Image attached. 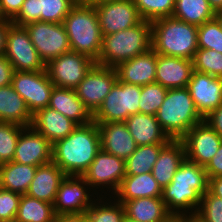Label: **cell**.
Masks as SVG:
<instances>
[{"mask_svg":"<svg viewBox=\"0 0 222 222\" xmlns=\"http://www.w3.org/2000/svg\"><path fill=\"white\" fill-rule=\"evenodd\" d=\"M208 184L205 168L185 159L172 181L162 190V200L167 211L174 218L186 215L185 209H196L190 212V215H196L197 206H200L202 196L208 191Z\"/></svg>","mask_w":222,"mask_h":222,"instance_id":"obj_2","label":"cell"},{"mask_svg":"<svg viewBox=\"0 0 222 222\" xmlns=\"http://www.w3.org/2000/svg\"><path fill=\"white\" fill-rule=\"evenodd\" d=\"M5 21H6V18L2 14V11H1V8H0V23L5 22Z\"/></svg>","mask_w":222,"mask_h":222,"instance_id":"obj_53","label":"cell"},{"mask_svg":"<svg viewBox=\"0 0 222 222\" xmlns=\"http://www.w3.org/2000/svg\"><path fill=\"white\" fill-rule=\"evenodd\" d=\"M101 149L126 160L136 150V143L124 122L97 123Z\"/></svg>","mask_w":222,"mask_h":222,"instance_id":"obj_22","label":"cell"},{"mask_svg":"<svg viewBox=\"0 0 222 222\" xmlns=\"http://www.w3.org/2000/svg\"><path fill=\"white\" fill-rule=\"evenodd\" d=\"M117 80L115 68L95 64L74 90L93 115Z\"/></svg>","mask_w":222,"mask_h":222,"instance_id":"obj_12","label":"cell"},{"mask_svg":"<svg viewBox=\"0 0 222 222\" xmlns=\"http://www.w3.org/2000/svg\"><path fill=\"white\" fill-rule=\"evenodd\" d=\"M53 144L32 127H25L17 141L13 161L40 166L52 161Z\"/></svg>","mask_w":222,"mask_h":222,"instance_id":"obj_19","label":"cell"},{"mask_svg":"<svg viewBox=\"0 0 222 222\" xmlns=\"http://www.w3.org/2000/svg\"><path fill=\"white\" fill-rule=\"evenodd\" d=\"M157 54L151 49L115 67L118 80L144 86L156 79Z\"/></svg>","mask_w":222,"mask_h":222,"instance_id":"obj_20","label":"cell"},{"mask_svg":"<svg viewBox=\"0 0 222 222\" xmlns=\"http://www.w3.org/2000/svg\"><path fill=\"white\" fill-rule=\"evenodd\" d=\"M83 184L89 186L82 176L67 175L64 178L53 204L56 216L86 213L93 202Z\"/></svg>","mask_w":222,"mask_h":222,"instance_id":"obj_16","label":"cell"},{"mask_svg":"<svg viewBox=\"0 0 222 222\" xmlns=\"http://www.w3.org/2000/svg\"><path fill=\"white\" fill-rule=\"evenodd\" d=\"M193 71L192 60L157 54L155 82L167 89L187 87Z\"/></svg>","mask_w":222,"mask_h":222,"instance_id":"obj_21","label":"cell"},{"mask_svg":"<svg viewBox=\"0 0 222 222\" xmlns=\"http://www.w3.org/2000/svg\"><path fill=\"white\" fill-rule=\"evenodd\" d=\"M101 150L97 123L78 125L67 137L56 141L52 161L66 174L82 176Z\"/></svg>","mask_w":222,"mask_h":222,"instance_id":"obj_1","label":"cell"},{"mask_svg":"<svg viewBox=\"0 0 222 222\" xmlns=\"http://www.w3.org/2000/svg\"><path fill=\"white\" fill-rule=\"evenodd\" d=\"M15 220L18 222H55L54 206L23 194Z\"/></svg>","mask_w":222,"mask_h":222,"instance_id":"obj_33","label":"cell"},{"mask_svg":"<svg viewBox=\"0 0 222 222\" xmlns=\"http://www.w3.org/2000/svg\"><path fill=\"white\" fill-rule=\"evenodd\" d=\"M120 203L138 198L162 197V189L151 172L126 175L115 193Z\"/></svg>","mask_w":222,"mask_h":222,"instance_id":"obj_30","label":"cell"},{"mask_svg":"<svg viewBox=\"0 0 222 222\" xmlns=\"http://www.w3.org/2000/svg\"><path fill=\"white\" fill-rule=\"evenodd\" d=\"M14 69L4 55L0 56V87L12 84Z\"/></svg>","mask_w":222,"mask_h":222,"instance_id":"obj_45","label":"cell"},{"mask_svg":"<svg viewBox=\"0 0 222 222\" xmlns=\"http://www.w3.org/2000/svg\"><path fill=\"white\" fill-rule=\"evenodd\" d=\"M7 32H8V20L0 23V56L4 55L5 53Z\"/></svg>","mask_w":222,"mask_h":222,"instance_id":"obj_49","label":"cell"},{"mask_svg":"<svg viewBox=\"0 0 222 222\" xmlns=\"http://www.w3.org/2000/svg\"><path fill=\"white\" fill-rule=\"evenodd\" d=\"M75 2H86V3H90V0H74Z\"/></svg>","mask_w":222,"mask_h":222,"instance_id":"obj_56","label":"cell"},{"mask_svg":"<svg viewBox=\"0 0 222 222\" xmlns=\"http://www.w3.org/2000/svg\"><path fill=\"white\" fill-rule=\"evenodd\" d=\"M55 222H87L85 214H70L56 216Z\"/></svg>","mask_w":222,"mask_h":222,"instance_id":"obj_48","label":"cell"},{"mask_svg":"<svg viewBox=\"0 0 222 222\" xmlns=\"http://www.w3.org/2000/svg\"><path fill=\"white\" fill-rule=\"evenodd\" d=\"M21 194L0 187V222L15 220Z\"/></svg>","mask_w":222,"mask_h":222,"instance_id":"obj_42","label":"cell"},{"mask_svg":"<svg viewBox=\"0 0 222 222\" xmlns=\"http://www.w3.org/2000/svg\"><path fill=\"white\" fill-rule=\"evenodd\" d=\"M195 216L202 222H222V198L213 195L208 190L202 196Z\"/></svg>","mask_w":222,"mask_h":222,"instance_id":"obj_41","label":"cell"},{"mask_svg":"<svg viewBox=\"0 0 222 222\" xmlns=\"http://www.w3.org/2000/svg\"><path fill=\"white\" fill-rule=\"evenodd\" d=\"M102 36L132 28L143 21L133 0H107L95 3Z\"/></svg>","mask_w":222,"mask_h":222,"instance_id":"obj_13","label":"cell"},{"mask_svg":"<svg viewBox=\"0 0 222 222\" xmlns=\"http://www.w3.org/2000/svg\"><path fill=\"white\" fill-rule=\"evenodd\" d=\"M168 89L154 82L141 86L139 113L156 115L163 103Z\"/></svg>","mask_w":222,"mask_h":222,"instance_id":"obj_36","label":"cell"},{"mask_svg":"<svg viewBox=\"0 0 222 222\" xmlns=\"http://www.w3.org/2000/svg\"><path fill=\"white\" fill-rule=\"evenodd\" d=\"M24 126L0 121V165L13 161L17 141Z\"/></svg>","mask_w":222,"mask_h":222,"instance_id":"obj_35","label":"cell"},{"mask_svg":"<svg viewBox=\"0 0 222 222\" xmlns=\"http://www.w3.org/2000/svg\"><path fill=\"white\" fill-rule=\"evenodd\" d=\"M37 167L14 161L0 165V187L21 195L26 194Z\"/></svg>","mask_w":222,"mask_h":222,"instance_id":"obj_31","label":"cell"},{"mask_svg":"<svg viewBox=\"0 0 222 222\" xmlns=\"http://www.w3.org/2000/svg\"><path fill=\"white\" fill-rule=\"evenodd\" d=\"M14 90L25 100L31 114L49 106L54 87L46 70L14 71L12 77Z\"/></svg>","mask_w":222,"mask_h":222,"instance_id":"obj_10","label":"cell"},{"mask_svg":"<svg viewBox=\"0 0 222 222\" xmlns=\"http://www.w3.org/2000/svg\"><path fill=\"white\" fill-rule=\"evenodd\" d=\"M152 49L158 55L193 60L198 48V26L174 17L151 22Z\"/></svg>","mask_w":222,"mask_h":222,"instance_id":"obj_3","label":"cell"},{"mask_svg":"<svg viewBox=\"0 0 222 222\" xmlns=\"http://www.w3.org/2000/svg\"><path fill=\"white\" fill-rule=\"evenodd\" d=\"M4 56L12 64L14 71L46 70L26 28L14 25L9 20Z\"/></svg>","mask_w":222,"mask_h":222,"instance_id":"obj_8","label":"cell"},{"mask_svg":"<svg viewBox=\"0 0 222 222\" xmlns=\"http://www.w3.org/2000/svg\"><path fill=\"white\" fill-rule=\"evenodd\" d=\"M215 18L218 20V22L220 23L221 28H222V11L217 12L216 15H215Z\"/></svg>","mask_w":222,"mask_h":222,"instance_id":"obj_52","label":"cell"},{"mask_svg":"<svg viewBox=\"0 0 222 222\" xmlns=\"http://www.w3.org/2000/svg\"><path fill=\"white\" fill-rule=\"evenodd\" d=\"M62 24L68 35L71 50L97 62L102 49L103 36L94 4L77 2Z\"/></svg>","mask_w":222,"mask_h":222,"instance_id":"obj_4","label":"cell"},{"mask_svg":"<svg viewBox=\"0 0 222 222\" xmlns=\"http://www.w3.org/2000/svg\"><path fill=\"white\" fill-rule=\"evenodd\" d=\"M141 86L117 80L102 105L93 114V122H124L139 113Z\"/></svg>","mask_w":222,"mask_h":222,"instance_id":"obj_7","label":"cell"},{"mask_svg":"<svg viewBox=\"0 0 222 222\" xmlns=\"http://www.w3.org/2000/svg\"><path fill=\"white\" fill-rule=\"evenodd\" d=\"M67 175L53 162L37 167L27 195L54 204L60 183Z\"/></svg>","mask_w":222,"mask_h":222,"instance_id":"obj_24","label":"cell"},{"mask_svg":"<svg viewBox=\"0 0 222 222\" xmlns=\"http://www.w3.org/2000/svg\"><path fill=\"white\" fill-rule=\"evenodd\" d=\"M76 3L74 0H25L11 22L17 26L37 21L62 23Z\"/></svg>","mask_w":222,"mask_h":222,"instance_id":"obj_15","label":"cell"},{"mask_svg":"<svg viewBox=\"0 0 222 222\" xmlns=\"http://www.w3.org/2000/svg\"><path fill=\"white\" fill-rule=\"evenodd\" d=\"M204 121L222 137V104L210 112Z\"/></svg>","mask_w":222,"mask_h":222,"instance_id":"obj_46","label":"cell"},{"mask_svg":"<svg viewBox=\"0 0 222 222\" xmlns=\"http://www.w3.org/2000/svg\"><path fill=\"white\" fill-rule=\"evenodd\" d=\"M1 222H18V221L12 220V221H1Z\"/></svg>","mask_w":222,"mask_h":222,"instance_id":"obj_57","label":"cell"},{"mask_svg":"<svg viewBox=\"0 0 222 222\" xmlns=\"http://www.w3.org/2000/svg\"><path fill=\"white\" fill-rule=\"evenodd\" d=\"M152 49L151 22L143 20L132 28L103 36L98 65L111 68Z\"/></svg>","mask_w":222,"mask_h":222,"instance_id":"obj_5","label":"cell"},{"mask_svg":"<svg viewBox=\"0 0 222 222\" xmlns=\"http://www.w3.org/2000/svg\"><path fill=\"white\" fill-rule=\"evenodd\" d=\"M208 190L215 196L222 198V177L208 178Z\"/></svg>","mask_w":222,"mask_h":222,"instance_id":"obj_47","label":"cell"},{"mask_svg":"<svg viewBox=\"0 0 222 222\" xmlns=\"http://www.w3.org/2000/svg\"><path fill=\"white\" fill-rule=\"evenodd\" d=\"M187 88L203 118L222 104V78L193 71Z\"/></svg>","mask_w":222,"mask_h":222,"instance_id":"obj_18","label":"cell"},{"mask_svg":"<svg viewBox=\"0 0 222 222\" xmlns=\"http://www.w3.org/2000/svg\"><path fill=\"white\" fill-rule=\"evenodd\" d=\"M100 205V206H99ZM92 203L85 216L87 222H122L125 217V208L119 201L114 205Z\"/></svg>","mask_w":222,"mask_h":222,"instance_id":"obj_39","label":"cell"},{"mask_svg":"<svg viewBox=\"0 0 222 222\" xmlns=\"http://www.w3.org/2000/svg\"><path fill=\"white\" fill-rule=\"evenodd\" d=\"M77 126L73 120L49 106L36 112L31 123V127L52 144L67 137Z\"/></svg>","mask_w":222,"mask_h":222,"instance_id":"obj_23","label":"cell"},{"mask_svg":"<svg viewBox=\"0 0 222 222\" xmlns=\"http://www.w3.org/2000/svg\"><path fill=\"white\" fill-rule=\"evenodd\" d=\"M143 20L152 22L159 18L171 17L175 0H133Z\"/></svg>","mask_w":222,"mask_h":222,"instance_id":"obj_37","label":"cell"},{"mask_svg":"<svg viewBox=\"0 0 222 222\" xmlns=\"http://www.w3.org/2000/svg\"><path fill=\"white\" fill-rule=\"evenodd\" d=\"M25 0H0V8L6 20L12 21L21 10Z\"/></svg>","mask_w":222,"mask_h":222,"instance_id":"obj_43","label":"cell"},{"mask_svg":"<svg viewBox=\"0 0 222 222\" xmlns=\"http://www.w3.org/2000/svg\"><path fill=\"white\" fill-rule=\"evenodd\" d=\"M124 123L137 146L167 144L171 140L161 128L155 115L136 113L129 116Z\"/></svg>","mask_w":222,"mask_h":222,"instance_id":"obj_27","label":"cell"},{"mask_svg":"<svg viewBox=\"0 0 222 222\" xmlns=\"http://www.w3.org/2000/svg\"><path fill=\"white\" fill-rule=\"evenodd\" d=\"M49 107L78 125H86L93 121V115L84 106L74 89L54 86L50 95Z\"/></svg>","mask_w":222,"mask_h":222,"instance_id":"obj_25","label":"cell"},{"mask_svg":"<svg viewBox=\"0 0 222 222\" xmlns=\"http://www.w3.org/2000/svg\"><path fill=\"white\" fill-rule=\"evenodd\" d=\"M208 2L215 13L222 11V0H208Z\"/></svg>","mask_w":222,"mask_h":222,"instance_id":"obj_51","label":"cell"},{"mask_svg":"<svg viewBox=\"0 0 222 222\" xmlns=\"http://www.w3.org/2000/svg\"><path fill=\"white\" fill-rule=\"evenodd\" d=\"M216 13L208 0H175L172 17L189 24L200 26L215 18Z\"/></svg>","mask_w":222,"mask_h":222,"instance_id":"obj_32","label":"cell"},{"mask_svg":"<svg viewBox=\"0 0 222 222\" xmlns=\"http://www.w3.org/2000/svg\"><path fill=\"white\" fill-rule=\"evenodd\" d=\"M204 168L208 178L222 177V144Z\"/></svg>","mask_w":222,"mask_h":222,"instance_id":"obj_44","label":"cell"},{"mask_svg":"<svg viewBox=\"0 0 222 222\" xmlns=\"http://www.w3.org/2000/svg\"><path fill=\"white\" fill-rule=\"evenodd\" d=\"M186 159L205 167L222 144V137L205 121L193 126L181 139Z\"/></svg>","mask_w":222,"mask_h":222,"instance_id":"obj_14","label":"cell"},{"mask_svg":"<svg viewBox=\"0 0 222 222\" xmlns=\"http://www.w3.org/2000/svg\"><path fill=\"white\" fill-rule=\"evenodd\" d=\"M122 222H137V221H134L132 219H129L127 216H125L122 220Z\"/></svg>","mask_w":222,"mask_h":222,"instance_id":"obj_54","label":"cell"},{"mask_svg":"<svg viewBox=\"0 0 222 222\" xmlns=\"http://www.w3.org/2000/svg\"><path fill=\"white\" fill-rule=\"evenodd\" d=\"M95 64L90 57L71 50L46 64V71L54 86L75 89Z\"/></svg>","mask_w":222,"mask_h":222,"instance_id":"obj_11","label":"cell"},{"mask_svg":"<svg viewBox=\"0 0 222 222\" xmlns=\"http://www.w3.org/2000/svg\"><path fill=\"white\" fill-rule=\"evenodd\" d=\"M185 159V148L181 140H170L161 149L151 173L162 190L172 181Z\"/></svg>","mask_w":222,"mask_h":222,"instance_id":"obj_26","label":"cell"},{"mask_svg":"<svg viewBox=\"0 0 222 222\" xmlns=\"http://www.w3.org/2000/svg\"><path fill=\"white\" fill-rule=\"evenodd\" d=\"M173 222H202L197 216L195 215H183L179 217H175Z\"/></svg>","mask_w":222,"mask_h":222,"instance_id":"obj_50","label":"cell"},{"mask_svg":"<svg viewBox=\"0 0 222 222\" xmlns=\"http://www.w3.org/2000/svg\"><path fill=\"white\" fill-rule=\"evenodd\" d=\"M24 27L45 65L56 57L71 51L69 38L62 23L37 21Z\"/></svg>","mask_w":222,"mask_h":222,"instance_id":"obj_9","label":"cell"},{"mask_svg":"<svg viewBox=\"0 0 222 222\" xmlns=\"http://www.w3.org/2000/svg\"><path fill=\"white\" fill-rule=\"evenodd\" d=\"M125 216L137 222H173L162 197H147L125 201Z\"/></svg>","mask_w":222,"mask_h":222,"instance_id":"obj_28","label":"cell"},{"mask_svg":"<svg viewBox=\"0 0 222 222\" xmlns=\"http://www.w3.org/2000/svg\"><path fill=\"white\" fill-rule=\"evenodd\" d=\"M125 176V160L102 149L82 175L86 183L91 187L111 185L109 188L115 191L114 194L119 189Z\"/></svg>","mask_w":222,"mask_h":222,"instance_id":"obj_17","label":"cell"},{"mask_svg":"<svg viewBox=\"0 0 222 222\" xmlns=\"http://www.w3.org/2000/svg\"><path fill=\"white\" fill-rule=\"evenodd\" d=\"M33 115L12 84L0 87V121L31 127Z\"/></svg>","mask_w":222,"mask_h":222,"instance_id":"obj_29","label":"cell"},{"mask_svg":"<svg viewBox=\"0 0 222 222\" xmlns=\"http://www.w3.org/2000/svg\"><path fill=\"white\" fill-rule=\"evenodd\" d=\"M155 116L171 140H181L193 126L204 121L187 87L168 89Z\"/></svg>","mask_w":222,"mask_h":222,"instance_id":"obj_6","label":"cell"},{"mask_svg":"<svg viewBox=\"0 0 222 222\" xmlns=\"http://www.w3.org/2000/svg\"><path fill=\"white\" fill-rule=\"evenodd\" d=\"M166 144L140 145L125 160L126 175H139L151 172L161 149Z\"/></svg>","mask_w":222,"mask_h":222,"instance_id":"obj_34","label":"cell"},{"mask_svg":"<svg viewBox=\"0 0 222 222\" xmlns=\"http://www.w3.org/2000/svg\"><path fill=\"white\" fill-rule=\"evenodd\" d=\"M102 1H107V0H90V4H95V3H99Z\"/></svg>","mask_w":222,"mask_h":222,"instance_id":"obj_55","label":"cell"},{"mask_svg":"<svg viewBox=\"0 0 222 222\" xmlns=\"http://www.w3.org/2000/svg\"><path fill=\"white\" fill-rule=\"evenodd\" d=\"M192 61L194 71L222 78V53L212 49H198Z\"/></svg>","mask_w":222,"mask_h":222,"instance_id":"obj_38","label":"cell"},{"mask_svg":"<svg viewBox=\"0 0 222 222\" xmlns=\"http://www.w3.org/2000/svg\"><path fill=\"white\" fill-rule=\"evenodd\" d=\"M198 48L222 53V28L216 18L198 26Z\"/></svg>","mask_w":222,"mask_h":222,"instance_id":"obj_40","label":"cell"}]
</instances>
